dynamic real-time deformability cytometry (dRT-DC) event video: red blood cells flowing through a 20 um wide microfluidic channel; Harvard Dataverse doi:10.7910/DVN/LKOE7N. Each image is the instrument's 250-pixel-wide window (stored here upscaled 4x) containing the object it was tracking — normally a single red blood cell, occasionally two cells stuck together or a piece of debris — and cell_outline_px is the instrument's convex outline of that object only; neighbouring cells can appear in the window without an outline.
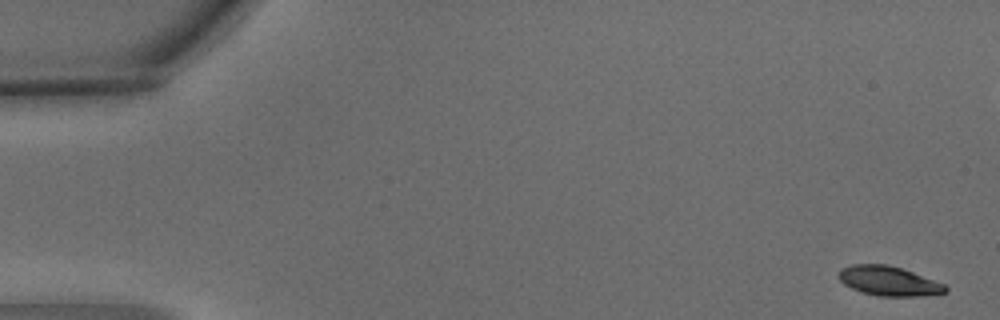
{"species": "common noctule bat (a hibernating species)", "species_latin": "Nyctalus noctula", "temperature_condition": "warm", "stored_images_in_passage": 6, "camera_frame_rate_fps": 3000, "um_per_image_px": 0.085, "animal": {"sex": "male", "body_mass_g": 15.6}, "frame": {"image": 1, "passage_image": 1, "time_ms": 0.0, "image_size_px": [1000, 320], "cell_outline_px": [[948, 292], [916, 296], [876, 296], [860, 292], [844, 284], [840, 280], [840, 268], [852, 264], [888, 264], [912, 272], [944, 284], [948, 288]], "centroid_in_image_um": [75.52, 23.88], "position_along_channel_um": 9.5, "area_um2": 18.21}}